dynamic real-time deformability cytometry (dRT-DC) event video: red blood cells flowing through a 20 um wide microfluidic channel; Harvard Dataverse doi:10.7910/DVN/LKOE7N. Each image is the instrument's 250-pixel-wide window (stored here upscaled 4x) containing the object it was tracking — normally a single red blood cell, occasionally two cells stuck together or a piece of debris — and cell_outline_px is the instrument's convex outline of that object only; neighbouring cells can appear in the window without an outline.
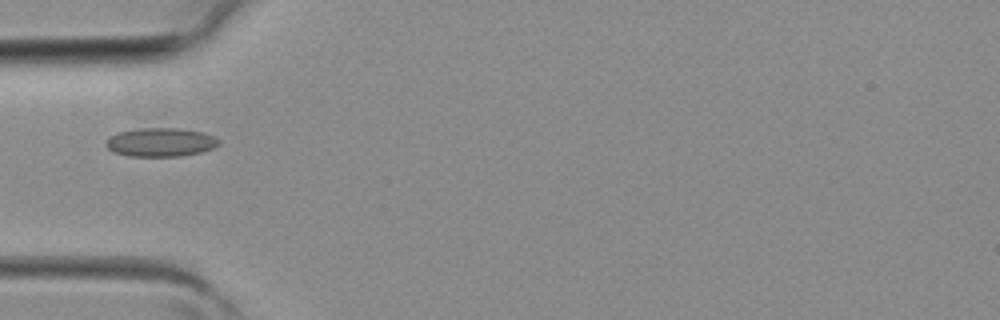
{"species": "common noctule bat (a hibernating species)", "species_latin": "Nyctalus noctula", "temperature_condition": "room temperature", "stored_images_in_passage": 1, "camera_frame_rate_fps": 3000, "um_per_image_px": 0.085, "animal": {"sex": "female", "body_mass_g": 19.3, "forearm_length_mm": 54.1}, "frame": {"image": 1, "passage_image": 1, "time_ms": 0.0, "image_size_px": [1000, 320], "cell_outline_px": [[220, 144], [212, 148], [200, 152], [180, 156], [132, 156], [112, 152], [104, 144], [112, 136], [120, 132], [140, 128], [180, 128], [204, 132], [220, 140]], "centroid_in_image_um": [13.67, 12.09], "position_along_channel_um": 71.3, "area_um2": 18.73}}